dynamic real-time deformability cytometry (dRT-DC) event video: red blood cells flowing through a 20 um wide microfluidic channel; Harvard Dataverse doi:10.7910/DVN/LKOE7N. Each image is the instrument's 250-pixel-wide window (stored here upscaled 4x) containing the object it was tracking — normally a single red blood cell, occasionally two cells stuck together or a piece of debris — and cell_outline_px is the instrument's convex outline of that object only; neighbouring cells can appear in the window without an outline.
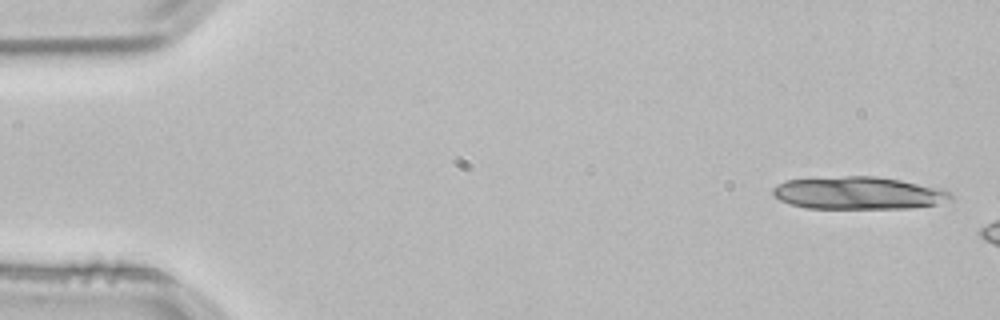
{"species": "common noctule bat (a hibernating species)", "species_latin": "Nyctalus noctula", "temperature_condition": "room temperature", "stored_images_in_passage": 7, "camera_frame_rate_fps": 3000, "um_per_image_px": 0.085, "animal": {"sex": "male", "body_mass_g": 21.5, "forearm_length_mm": 52.0}, "frame": {"image": 1, "passage_image": 1, "time_ms": 0.0, "image_size_px": [1000, 320], "cell_outline_px": [[952, 200], [936, 204], [912, 208], [804, 208], [788, 204], [780, 200], [772, 192], [772, 188], [776, 184], [788, 180], [844, 176], [876, 176], [900, 180], [944, 188], [952, 192]], "centroid_in_image_um": [73.0, 16.41], "position_along_channel_um": 12.0, "area_um2": 33.99}}